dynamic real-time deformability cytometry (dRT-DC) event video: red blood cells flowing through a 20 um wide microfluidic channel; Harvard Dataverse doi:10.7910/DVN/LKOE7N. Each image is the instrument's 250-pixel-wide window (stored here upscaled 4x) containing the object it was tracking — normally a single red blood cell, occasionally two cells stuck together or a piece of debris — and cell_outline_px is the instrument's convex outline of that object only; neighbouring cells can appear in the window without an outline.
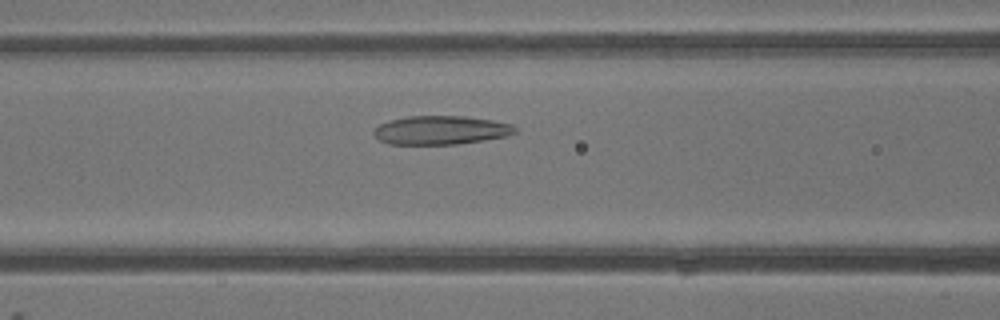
{"species": "common noctule bat (a hibernating species)", "species_latin": "Nyctalus noctula", "temperature_condition": "warm", "stored_images_in_passage": 3, "camera_frame_rate_fps": 3000, "um_per_image_px": 0.085, "animal": {"sex": "male", "body_mass_g": 13.3}, "frame": {"image": 1, "passage_image": 3, "time_ms": 3.333, "image_size_px": [1000, 320], "cell_outline_px": [[516, 132], [508, 136], [456, 144], [388, 144], [380, 140], [372, 132], [380, 124], [388, 120], [408, 116], [464, 116], [492, 120], [512, 124], [516, 128]], "centroid_in_image_um": [37.47, 11.06], "position_along_channel_um": 129.1, "area_um2": 23.58}}